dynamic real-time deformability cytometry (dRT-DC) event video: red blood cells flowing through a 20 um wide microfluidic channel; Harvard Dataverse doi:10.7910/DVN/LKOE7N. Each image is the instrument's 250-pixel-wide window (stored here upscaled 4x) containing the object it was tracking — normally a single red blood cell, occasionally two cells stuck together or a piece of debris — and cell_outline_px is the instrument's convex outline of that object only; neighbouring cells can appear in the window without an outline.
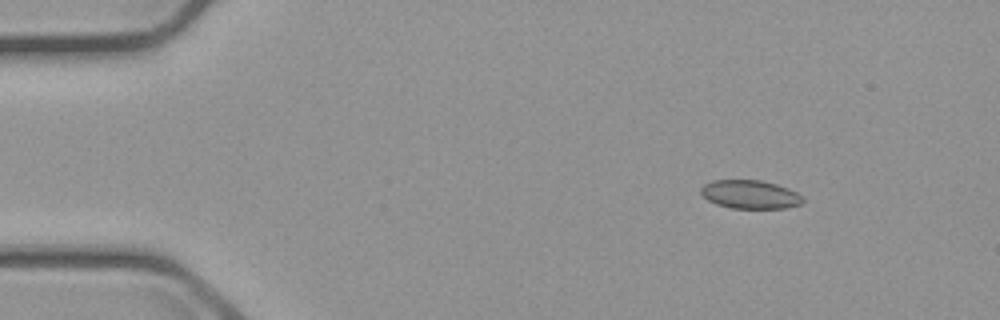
{"species": "common noctule bat (a hibernating species)", "species_latin": "Nyctalus noctula", "temperature_condition": "cold", "stored_images_in_passage": 5, "camera_frame_rate_fps": 3000, "um_per_image_px": 0.085, "animal": {"sex": "male", "body_mass_g": 23.1, "forearm_length_mm": 52.7}, "frame": {"image": 1, "passage_image": 2, "time_ms": 1.333, "image_size_px": [1000, 320], "cell_outline_px": [[804, 200], [800, 204], [784, 208], [732, 208], [716, 204], [708, 200], [700, 192], [700, 188], [704, 184], [712, 180], [760, 180], [776, 184], [788, 188], [796, 192]], "centroid_in_image_um": [63.73, 16.52], "position_along_channel_um": 21.3, "area_um2": 16.82}}